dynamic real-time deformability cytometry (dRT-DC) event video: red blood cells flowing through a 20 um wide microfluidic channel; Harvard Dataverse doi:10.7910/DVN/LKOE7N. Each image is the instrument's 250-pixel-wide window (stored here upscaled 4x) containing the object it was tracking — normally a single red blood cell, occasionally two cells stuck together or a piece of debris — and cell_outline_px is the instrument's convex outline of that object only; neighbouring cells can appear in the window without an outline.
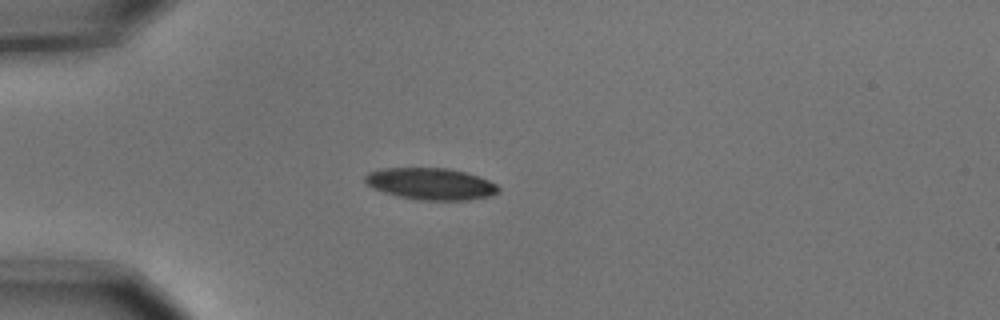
{"species": "common noctule bat (a hibernating species)", "species_latin": "Nyctalus noctula", "temperature_condition": "cold", "stored_images_in_passage": 5, "camera_frame_rate_fps": 3000, "um_per_image_px": 0.085, "animal": {"sex": "male", "body_mass_g": 15.6}, "frame": {"image": 1, "passage_image": 3, "time_ms": 0.667, "image_size_px": [1000, 320], "cell_outline_px": [[500, 188], [496, 192], [488, 196], [468, 200], [420, 200], [400, 196], [384, 192], [368, 184], [364, 180], [364, 176], [368, 172], [384, 168], [448, 168], [468, 172], [488, 180], [496, 184]], "centroid_in_image_um": [36.63, 15.61], "position_along_channel_um": 48.4, "area_um2": 24.45}}
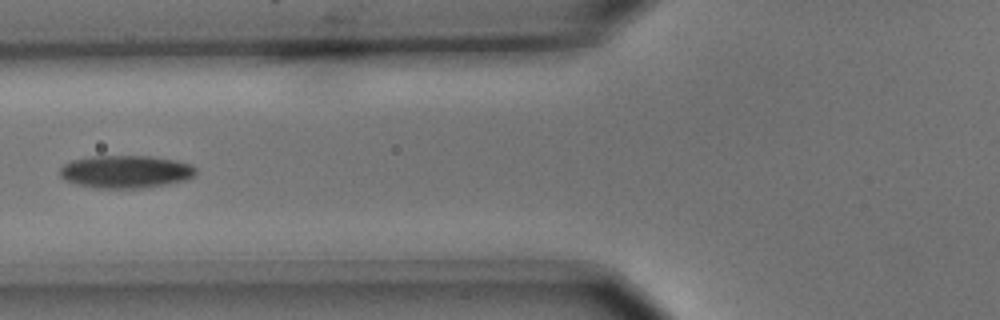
{"frame": {"image": 2, "passage_image": 5, "time_ms": 1.333, "image_size_px": [1000, 320], "cell_outline_px": [[196, 172], [192, 176], [184, 180], [168, 184], [140, 188], [96, 188], [76, 184], [64, 180], [60, 176], [60, 168], [64, 164], [72, 160], [92, 156], [148, 156], [172, 160], [192, 164], [196, 168]], "centroid_in_image_um": [10.65, 14.59], "position_along_channel_um": 115.2, "area_um2": 25.84}}